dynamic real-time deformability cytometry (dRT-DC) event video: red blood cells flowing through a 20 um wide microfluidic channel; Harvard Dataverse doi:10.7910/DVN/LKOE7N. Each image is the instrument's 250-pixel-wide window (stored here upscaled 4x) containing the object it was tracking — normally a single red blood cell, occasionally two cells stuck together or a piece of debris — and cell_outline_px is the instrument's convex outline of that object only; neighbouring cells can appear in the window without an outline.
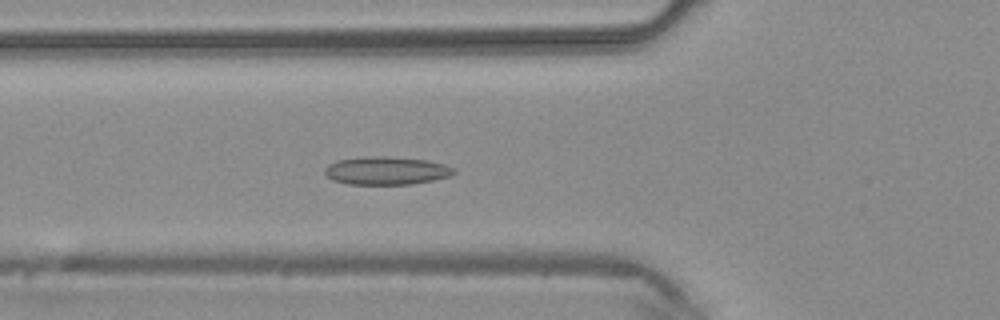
{"species": "common noctule bat (a hibernating species)", "species_latin": "Nyctalus noctula", "temperature_condition": "warm", "stored_images_in_passage": 31, "segment_of_instrument_passage": [1, 2], "camera_frame_rate_fps": 3000, "um_per_image_px": 0.085, "animal": {"sex": "male", "body_mass_g": 20.4}, "frame": {"image": 1, "passage_image": 2, "time_ms": 0.333, "image_size_px": [1000, 320], "cell_outline_px": [[456, 172], [452, 176], [412, 184], [348, 184], [332, 180], [324, 172], [324, 168], [328, 164], [336, 160], [364, 156], [388, 156], [428, 160], [444, 164], [456, 168]], "centroid_in_image_um": [32.85, 14.49], "position_along_channel_um": 93.0, "area_um2": 21.39}}
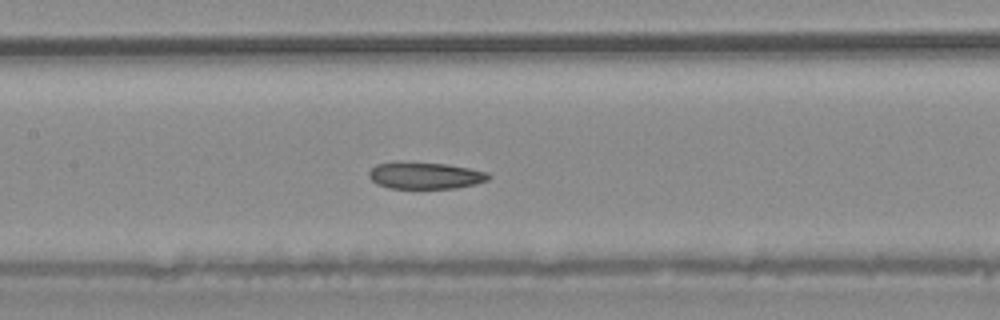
{"frame": {"image": 2, "passage_image": 7, "time_ms": 2.0, "image_size_px": [1000, 320], "cell_outline_px": [[492, 176], [488, 180], [476, 184], [456, 188], [388, 188], [376, 184], [368, 176], [368, 172], [376, 164], [396, 160], [400, 160], [448, 164], [488, 172]], "centroid_in_image_um": [36.1, 14.89], "position_along_channel_um": 171.3, "area_um2": 19.19}}
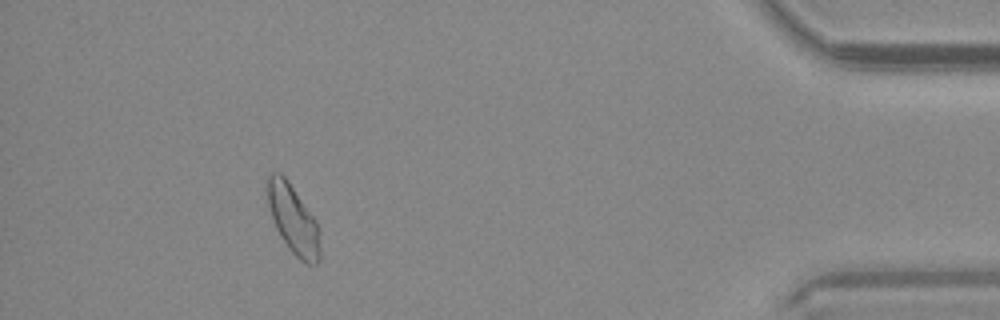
{"frame": {"image": 3, "passage_image": 26, "time_ms": 8.333, "image_size_px": [1000, 320], "cell_outline_px": [[320, 260], [316, 264], [308, 264], [300, 260], [288, 248], [280, 236], [276, 228], [268, 204], [264, 188], [264, 180], [272, 172], [280, 172], [288, 180], [316, 220], [320, 248]], "centroid_in_image_um": [24.87, 18.59], "position_along_channel_um": 410.3, "area_um2": 21.33}}